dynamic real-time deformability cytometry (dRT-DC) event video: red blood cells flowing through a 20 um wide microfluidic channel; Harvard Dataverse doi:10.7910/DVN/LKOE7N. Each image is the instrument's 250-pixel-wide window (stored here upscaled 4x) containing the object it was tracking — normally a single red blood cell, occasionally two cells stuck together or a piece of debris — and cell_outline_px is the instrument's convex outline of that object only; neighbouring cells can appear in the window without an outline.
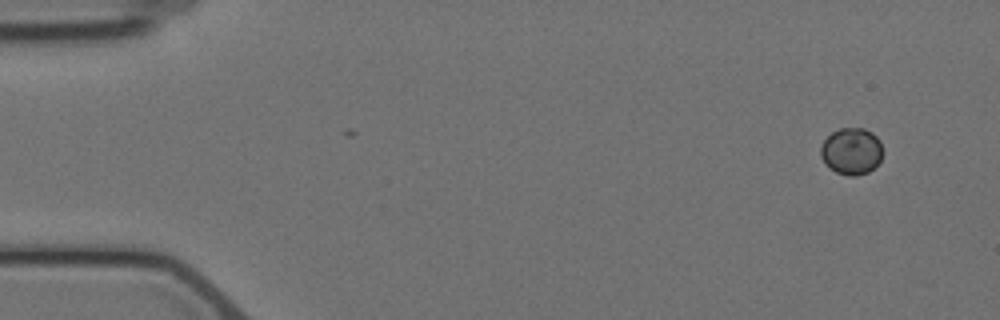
{"species": "Egyptian fruit bat (a non-hibernating species)", "species_latin": "Rousettus aegyptiacus", "temperature_condition": "cold", "stored_images_in_passage": 6, "camera_frame_rate_fps": 3000, "um_per_image_px": 0.085, "animal": {"sex": "female"}, "frame": {"image": 1, "passage_image": 1, "time_ms": 0.0, "image_size_px": [1000, 320], "cell_outline_px": [[884, 152], [880, 160], [868, 172], [856, 176], [848, 176], [836, 172], [828, 168], [824, 164], [820, 156], [820, 148], [824, 140], [832, 132], [840, 128], [864, 128], [872, 132], [880, 140]], "centroid_in_image_um": [72.37, 12.85], "position_along_channel_um": 12.6, "area_um2": 17.17}}